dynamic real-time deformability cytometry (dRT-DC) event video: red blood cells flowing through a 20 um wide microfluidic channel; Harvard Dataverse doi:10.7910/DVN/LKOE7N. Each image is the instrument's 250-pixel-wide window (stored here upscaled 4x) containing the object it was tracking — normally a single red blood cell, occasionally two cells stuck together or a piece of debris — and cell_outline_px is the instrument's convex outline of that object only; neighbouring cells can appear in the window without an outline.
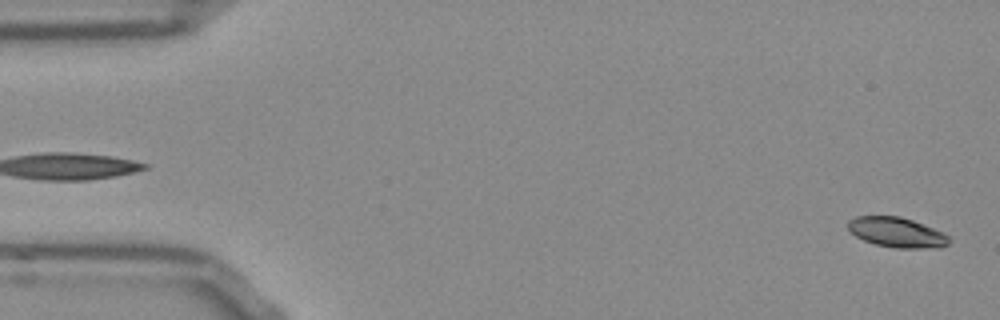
{"species": "Egyptian fruit bat (a non-hibernating species)", "species_latin": "Rousettus aegyptiacus", "temperature_condition": "room temperature", "stored_images_in_passage": 53, "camera_frame_rate_fps": 3000, "um_per_image_px": 0.085, "frame": {"image": 1, "passage_image": 1, "time_ms": 0.0, "image_size_px": [1000, 320], "cell_outline_px": [[952, 240], [948, 244], [940, 248], [896, 248], [876, 244], [864, 240], [856, 236], [848, 228], [848, 220], [856, 216], [900, 216], [912, 220], [932, 228], [948, 236]], "centroid_in_image_um": [76.23, 19.75], "position_along_channel_um": 8.8, "area_um2": 17.51}}
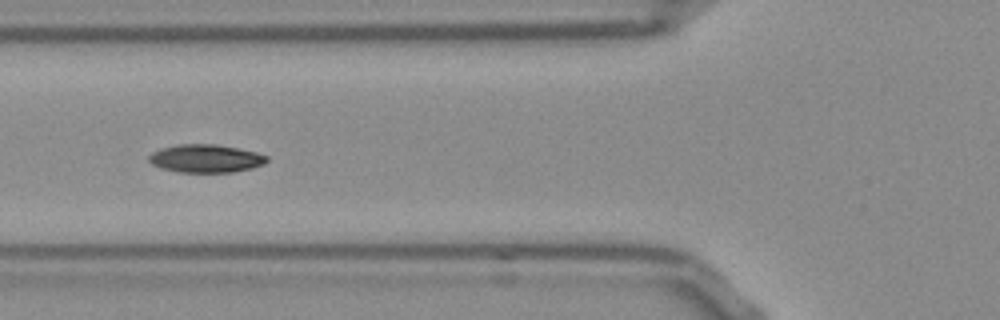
{"frame": {"image": 2, "passage_image": 19, "time_ms": 6.0, "image_size_px": [1000, 320], "cell_outline_px": [[268, 160], [264, 164], [252, 168], [232, 172], [176, 172], [160, 168], [152, 164], [148, 160], [148, 156], [152, 152], [160, 148], [176, 144], [216, 144], [256, 152], [268, 156]], "centroid_in_image_um": [17.45, 13.47], "position_along_channel_um": 108.3, "area_um2": 19.42}}
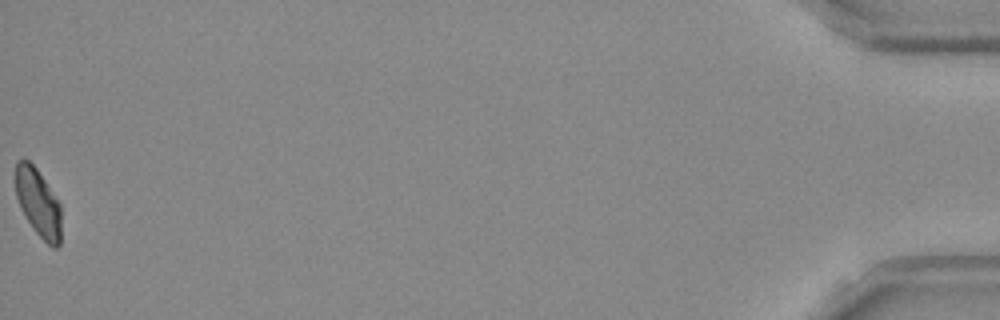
{"frame": {"image": 3, "passage_image": 53, "time_ms": 17.333, "image_size_px": [1000, 320], "cell_outline_px": [[60, 244], [56, 248], [52, 248], [36, 232], [20, 208], [16, 196], [16, 160], [28, 160], [36, 168], [60, 204]], "centroid_in_image_um": [3.24, 17.24], "position_along_channel_um": 432.0, "area_um2": 17.69}, "authors_computed_cell_mechanics": {"area_um2": 18.9584, "velocity_mm_per_s": 3.7845, "shape_relaxation_time_tau1_ms": 4.9297, "shape_relaxation_time_tau2_ms": null, "deformation_change_tau1": 0.1207, "deformation_change_tau2": null}}